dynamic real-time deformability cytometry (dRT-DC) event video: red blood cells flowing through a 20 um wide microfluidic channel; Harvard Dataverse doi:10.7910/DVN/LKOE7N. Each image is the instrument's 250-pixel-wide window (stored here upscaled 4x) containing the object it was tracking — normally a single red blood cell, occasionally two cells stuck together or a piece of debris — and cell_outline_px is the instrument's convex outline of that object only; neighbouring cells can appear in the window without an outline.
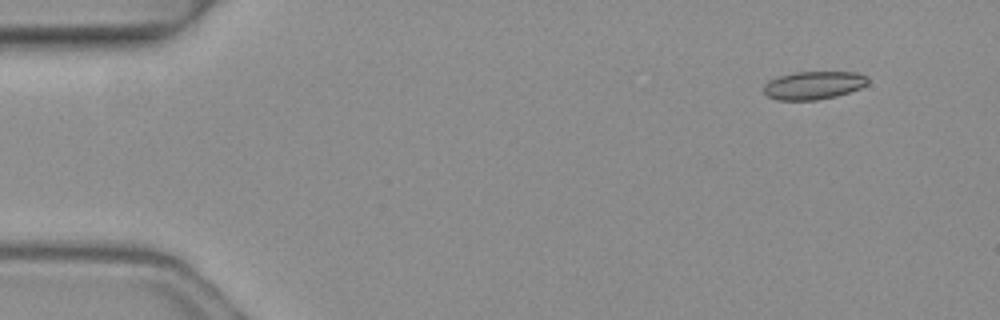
{"species": "common noctule bat (a hibernating species)", "species_latin": "Nyctalus noctula", "temperature_condition": "warm", "stored_images_in_passage": 7, "camera_frame_rate_fps": 3000, "um_per_image_px": 0.085, "animal": {"sex": "female", "body_mass_g": 19.3, "forearm_length_mm": 54.1}, "frame": {"image": 1, "passage_image": 2, "time_ms": 0.333, "image_size_px": [1000, 320], "cell_outline_px": [[868, 84], [860, 88], [836, 96], [816, 100], [776, 100], [768, 96], [764, 92], [764, 84], [768, 80], [780, 76], [796, 72], [856, 72], [868, 76]], "centroid_in_image_um": [69.16, 7.25], "position_along_channel_um": 15.8, "area_um2": 17.05}}
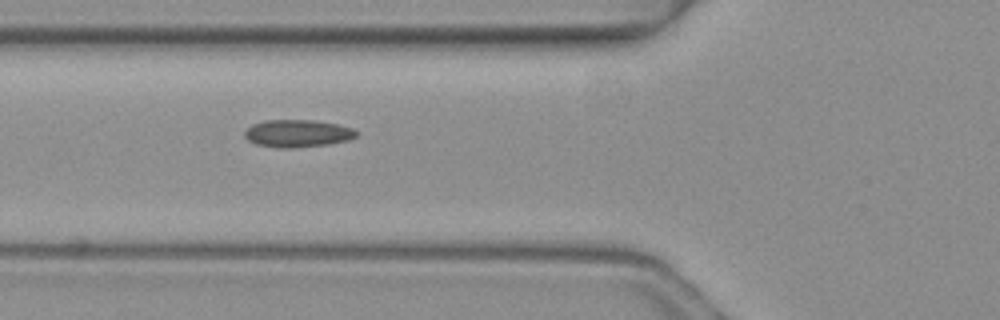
{"frame": {"image": 2, "passage_image": 6, "time_ms": 1.667, "image_size_px": [1000, 320], "cell_outline_px": [[356, 136], [348, 140], [328, 144], [292, 148], [276, 148], [256, 144], [248, 140], [244, 136], [244, 132], [252, 124], [264, 120], [316, 120], [336, 124], [352, 128], [356, 132]], "centroid_in_image_um": [25.25, 11.34], "position_along_channel_um": 100.5, "area_um2": 17.86}}
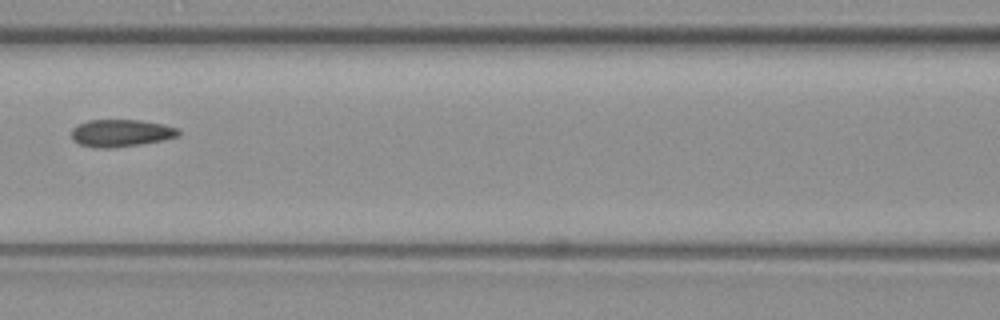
{"frame": {"image": 3, "passage_image": 7, "time_ms": 2.0, "image_size_px": [1000, 320], "cell_outline_px": [[180, 132], [176, 136], [160, 140], [140, 144], [112, 148], [96, 148], [80, 144], [72, 140], [72, 128], [76, 124], [88, 120], [140, 120], [164, 124], [180, 128]], "centroid_in_image_um": [10.25, 11.3], "position_along_channel_um": 156.4, "area_um2": 17.05}}